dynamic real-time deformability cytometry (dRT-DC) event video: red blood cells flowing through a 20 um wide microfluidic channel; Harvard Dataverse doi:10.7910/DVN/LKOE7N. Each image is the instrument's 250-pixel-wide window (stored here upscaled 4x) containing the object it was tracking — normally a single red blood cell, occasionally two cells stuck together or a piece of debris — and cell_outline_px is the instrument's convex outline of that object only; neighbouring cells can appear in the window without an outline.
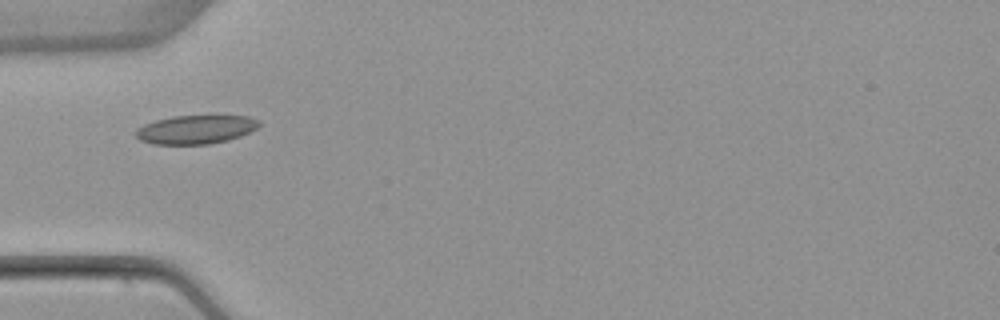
{"species": "common noctule bat (a hibernating species)", "species_latin": "Nyctalus noctula", "temperature_condition": "warm", "stored_images_in_passage": 5, "camera_frame_rate_fps": 3000, "um_per_image_px": 0.085, "animal": {"sex": "female", "body_mass_g": 22.7, "forearm_length_mm": 54.2}, "frame": {"image": 1, "passage_image": 4, "time_ms": 3.667, "image_size_px": [1000, 320], "cell_outline_px": [[260, 124], [256, 128], [240, 136], [228, 140], [208, 144], [152, 144], [140, 140], [136, 136], [136, 128], [144, 124], [156, 120], [172, 116], [216, 112], [248, 116], [260, 120]], "centroid_in_image_um": [16.69, 10.94], "position_along_channel_um": 68.3, "area_um2": 21.62}}
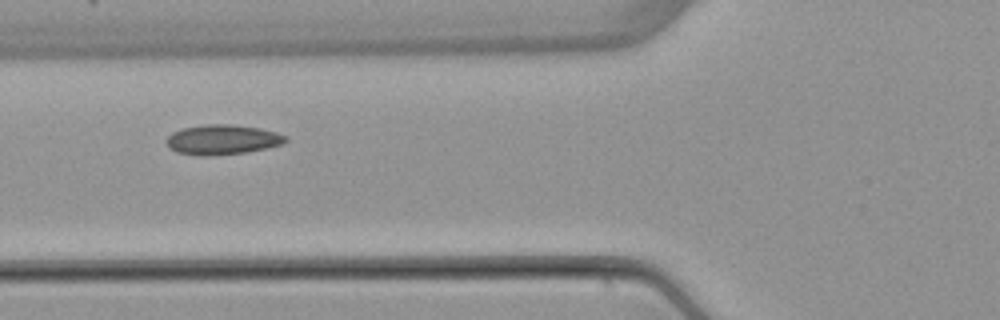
{"frame": {"image": 2, "passage_image": 5, "time_ms": 4.667, "image_size_px": [1000, 320], "cell_outline_px": [[288, 140], [284, 144], [248, 152], [208, 156], [200, 156], [176, 152], [168, 148], [164, 140], [172, 132], [184, 128], [208, 124], [232, 124], [260, 128], [276, 132], [288, 136]], "centroid_in_image_um": [18.91, 11.87], "position_along_channel_um": 106.9, "area_um2": 21.04}}